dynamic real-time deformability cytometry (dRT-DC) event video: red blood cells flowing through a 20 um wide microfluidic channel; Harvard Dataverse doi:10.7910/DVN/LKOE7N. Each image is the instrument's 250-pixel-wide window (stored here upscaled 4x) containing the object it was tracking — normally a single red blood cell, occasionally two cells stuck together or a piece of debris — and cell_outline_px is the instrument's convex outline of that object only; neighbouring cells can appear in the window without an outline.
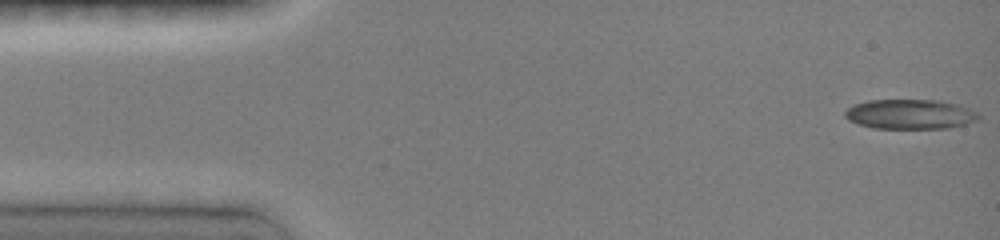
{"species": "common noctule bat (a hibernating species)", "species_latin": "Nyctalus noctula", "temperature_condition": "room temperature", "stored_images_in_passage": 46, "camera_frame_rate_fps": 3000, "um_per_image_px": 0.085, "animal": {"sex": "female", "body_mass_g": 19.0, "forearm_length_mm": 51.5}, "frame": {"image": 1, "passage_image": 1, "time_ms": 0.0, "image_size_px": [1000, 240], "cell_outline_px": [[980, 116], [976, 120], [964, 124], [948, 128], [876, 128], [860, 124], [848, 120], [844, 116], [844, 112], [848, 108], [856, 104], [868, 100], [936, 100], [956, 104], [968, 108], [976, 112]], "centroid_in_image_um": [77.34, 9.7], "position_along_channel_um": 7.7, "area_um2": 22.83}}
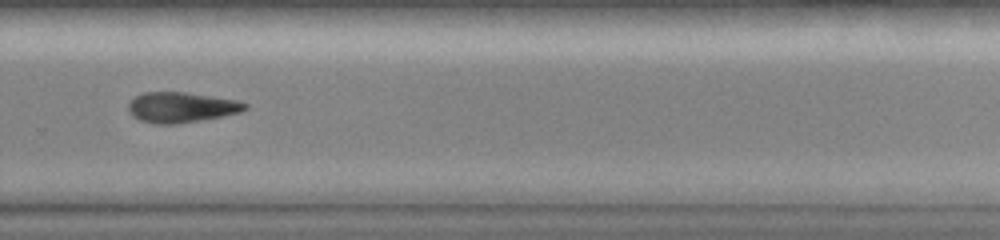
{"frame": {"image": 2, "passage_image": 32, "time_ms": 10.333, "image_size_px": [1000, 240], "cell_outline_px": [[248, 108], [240, 112], [200, 120], [172, 124], [156, 124], [140, 120], [132, 116], [128, 112], [128, 104], [136, 96], [144, 92], [184, 92], [236, 100], [248, 104]], "centroid_in_image_um": [15.38, 9.12], "position_along_channel_um": 314.4, "area_um2": 20.4}}
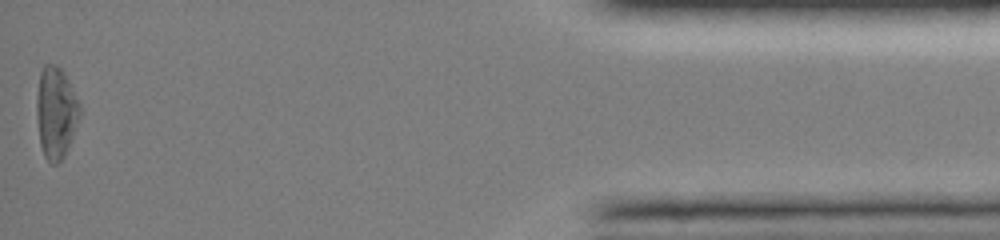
{"frame": {"image": 3, "passage_image": 46, "time_ms": 15.0, "image_size_px": [1000, 240], "cell_outline_px": [[80, 116], [64, 156], [56, 164], [52, 164], [44, 156], [40, 144], [36, 116], [36, 96], [40, 72], [44, 64], [56, 64], [60, 68], [68, 80], [80, 104]], "centroid_in_image_um": [4.73, 9.55], "position_along_channel_um": 430.5, "area_um2": 22.95}, "authors_computed_cell_mechanics": {"area_um2": 22.0796, "velocity_mm_per_s": 4.0975, "shape_relaxation_time_tau1_ms": 6.1665, "shape_relaxation_time_tau2_ms": null, "deformation_change_tau1": 0.1543, "deformation_change_tau2": null}}